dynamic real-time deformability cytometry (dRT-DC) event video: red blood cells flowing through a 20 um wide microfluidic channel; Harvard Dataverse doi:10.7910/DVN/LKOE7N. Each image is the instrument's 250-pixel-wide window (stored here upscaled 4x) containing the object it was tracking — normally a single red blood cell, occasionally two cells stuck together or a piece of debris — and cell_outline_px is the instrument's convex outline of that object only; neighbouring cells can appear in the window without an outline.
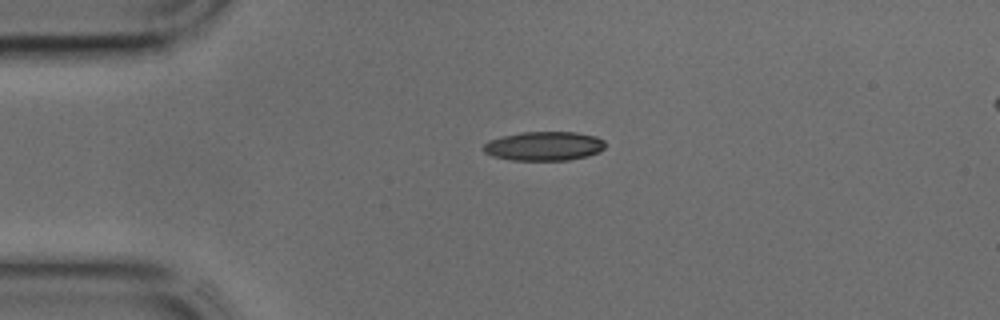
{"species": "common noctule bat (a hibernating species)", "species_latin": "Nyctalus noctula", "temperature_condition": "cold", "stored_images_in_passage": 21, "camera_frame_rate_fps": 3000, "um_per_image_px": 0.085, "animal": {"sex": "male", "body_mass_g": 17.9, "forearm_length_mm": 54.2}, "frame": {"image": 1, "passage_image": 1, "time_ms": 0.0, "image_size_px": [1000, 320], "cell_outline_px": [[604, 148], [600, 152], [588, 156], [568, 160], [512, 160], [492, 156], [484, 152], [484, 144], [488, 140], [500, 136], [520, 132], [576, 132], [596, 136], [604, 140]], "centroid_in_image_um": [46.24, 12.41], "position_along_channel_um": 38.8, "area_um2": 20.81}}
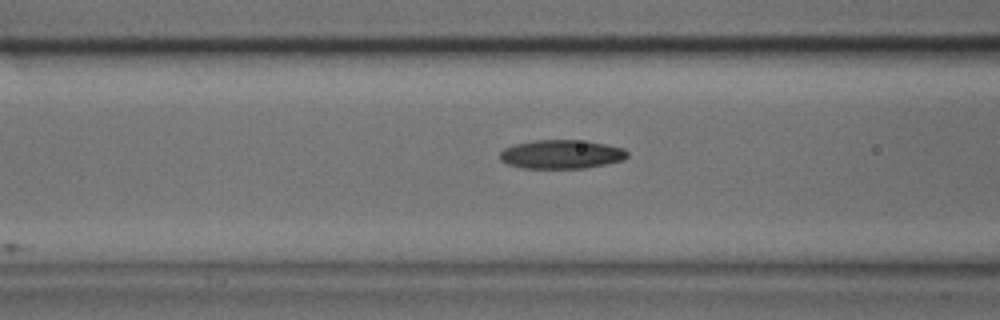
{"frame": {"image": 2, "passage_image": 8, "time_ms": 2.333, "image_size_px": [1000, 320], "cell_outline_px": [[628, 156], [624, 160], [584, 168], [524, 168], [508, 164], [500, 160], [500, 152], [504, 148], [516, 144], [536, 140], [588, 140], [624, 148], [628, 152]], "centroid_in_image_um": [47.75, 13.11], "position_along_channel_um": 118.9, "area_um2": 21.44}}
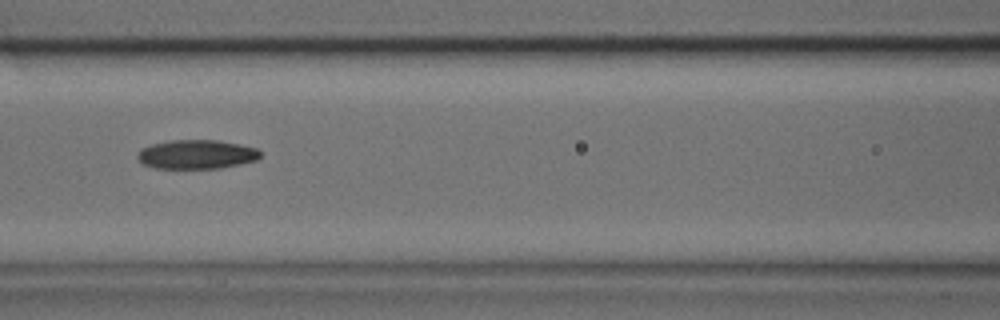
{"frame": {"image": 3, "passage_image": 10, "time_ms": 3.0, "image_size_px": [1000, 320], "cell_outline_px": [[260, 156], [256, 160], [240, 164], [220, 168], [152, 168], [144, 164], [136, 156], [140, 148], [152, 144], [172, 140], [216, 140], [240, 144], [256, 148], [260, 152]], "centroid_in_image_um": [16.69, 13.12], "position_along_channel_um": 149.9, "area_um2": 20.75}}